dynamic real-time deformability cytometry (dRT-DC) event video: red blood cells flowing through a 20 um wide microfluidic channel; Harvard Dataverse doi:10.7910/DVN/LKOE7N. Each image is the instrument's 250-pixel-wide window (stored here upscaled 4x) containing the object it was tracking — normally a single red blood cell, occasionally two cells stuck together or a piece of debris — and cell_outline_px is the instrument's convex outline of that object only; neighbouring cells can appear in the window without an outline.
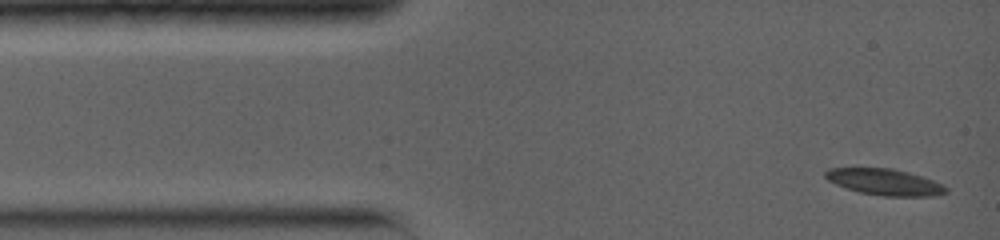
{"species": "common noctule bat (a hibernating species)", "species_latin": "Nyctalus noctula", "temperature_condition": "warm", "stored_images_in_passage": 4, "camera_frame_rate_fps": 5000, "um_per_image_px": 0.085, "animal": {"sex": "female", "body_mass_g": 19.0, "forearm_length_mm": 56.7}, "frame": {"image": 1, "passage_image": 1, "time_ms": 0.0, "image_size_px": [1000, 240], "cell_outline_px": [[948, 192], [932, 196], [884, 196], [860, 192], [836, 184], [828, 180], [824, 176], [824, 172], [828, 168], [892, 168], [908, 172], [944, 184], [948, 188]], "centroid_in_image_um": [75.21, 15.47], "position_along_channel_um": 9.8, "area_um2": 18.38}}
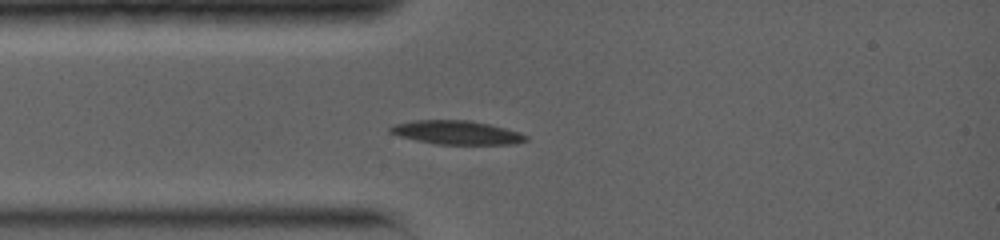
{"frame": {"image": 2, "passage_image": 4, "time_ms": 2.6, "image_size_px": [1000, 240], "cell_outline_px": [[528, 140], [516, 144], [436, 144], [416, 140], [400, 136], [388, 132], [388, 128], [392, 124], [412, 120], [468, 120], [488, 124], [520, 132], [528, 136]], "centroid_in_image_um": [38.79, 11.26], "position_along_channel_um": 46.2, "area_um2": 18.84}}